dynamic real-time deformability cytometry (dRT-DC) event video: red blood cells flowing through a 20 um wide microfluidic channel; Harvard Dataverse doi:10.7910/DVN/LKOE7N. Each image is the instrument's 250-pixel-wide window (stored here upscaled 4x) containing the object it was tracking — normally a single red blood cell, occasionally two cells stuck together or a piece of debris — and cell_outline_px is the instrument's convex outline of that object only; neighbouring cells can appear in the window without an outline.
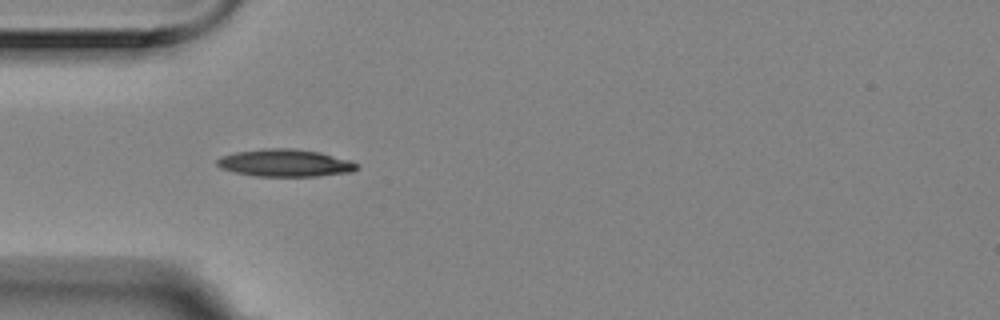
{"species": "Egyptian fruit bat (a non-hibernating species)", "species_latin": "Rousettus aegyptiacus", "temperature_condition": "room temperature", "stored_images_in_passage": 2, "camera_frame_rate_fps": 3000, "um_per_image_px": 0.085, "animal": {"sex": "female"}, "frame": {"image": 1, "passage_image": 1, "time_ms": 0.0, "image_size_px": [1000, 320], "cell_outline_px": [[360, 168], [352, 172], [316, 176], [256, 176], [232, 172], [220, 168], [216, 164], [216, 160], [220, 156], [236, 152], [264, 148], [292, 148], [320, 152], [348, 160], [360, 164]], "centroid_in_image_um": [24.22, 13.85], "position_along_channel_um": 60.8, "area_um2": 22.48}}
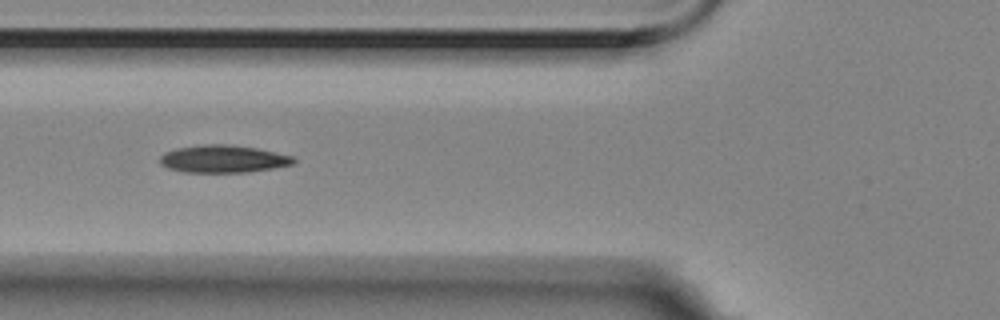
{"frame": {"image": 2, "passage_image": 2, "time_ms": 0.333, "image_size_px": [1000, 320], "cell_outline_px": [[296, 160], [292, 164], [272, 168], [244, 172], [184, 172], [168, 168], [160, 164], [160, 156], [164, 152], [176, 148], [204, 144], [228, 144], [256, 148], [292, 156]], "centroid_in_image_um": [18.92, 13.5], "position_along_channel_um": 106.9, "area_um2": 21.27}}